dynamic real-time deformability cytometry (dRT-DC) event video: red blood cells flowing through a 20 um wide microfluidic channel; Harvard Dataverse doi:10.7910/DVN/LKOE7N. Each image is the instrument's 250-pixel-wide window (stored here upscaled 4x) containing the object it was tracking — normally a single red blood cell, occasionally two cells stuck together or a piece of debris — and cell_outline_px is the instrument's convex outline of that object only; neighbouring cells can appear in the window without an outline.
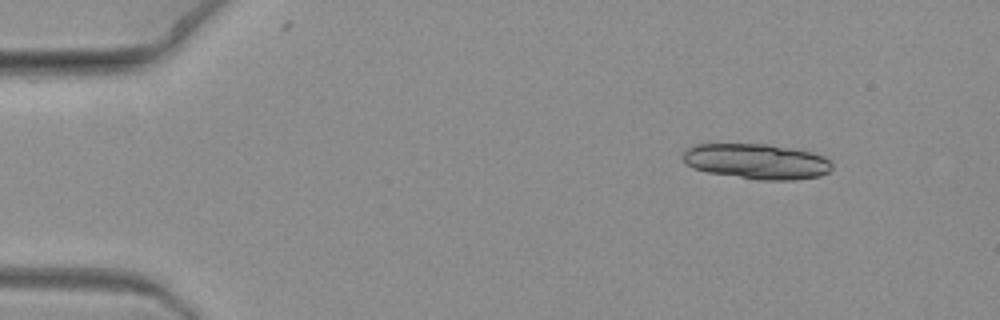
{"species": "common noctule bat (a hibernating species)", "species_latin": "Nyctalus noctula", "temperature_condition": "warm", "stored_images_in_passage": 9, "segment_of_instrument_passage": [1, 2], "camera_frame_rate_fps": 3000, "um_per_image_px": 0.085, "animal": {"sex": "female", "body_mass_g": 19.3, "forearm_length_mm": 54.1}, "frame": {"image": 1, "passage_image": 2, "time_ms": 0.333, "image_size_px": [1000, 320], "cell_outline_px": [[832, 168], [828, 172], [820, 176], [792, 180], [756, 180], [708, 172], [692, 168], [684, 160], [684, 152], [688, 148], [696, 144], [768, 144], [812, 152], [824, 156], [832, 164]], "centroid_in_image_um": [64.34, 13.72], "position_along_channel_um": 20.7, "area_um2": 30.63}}